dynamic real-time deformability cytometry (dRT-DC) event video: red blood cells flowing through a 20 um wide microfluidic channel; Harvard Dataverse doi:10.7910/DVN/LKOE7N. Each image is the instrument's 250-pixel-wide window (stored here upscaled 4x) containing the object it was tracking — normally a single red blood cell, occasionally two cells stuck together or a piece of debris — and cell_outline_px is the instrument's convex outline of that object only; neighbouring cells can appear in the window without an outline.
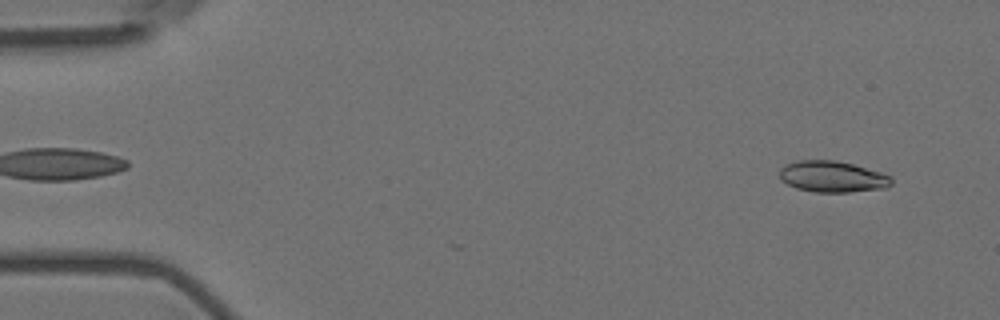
{"species": "Egyptian fruit bat (a non-hibernating species)", "species_latin": "Rousettus aegyptiacus", "temperature_condition": "room temperature", "stored_images_in_passage": 6, "camera_frame_rate_fps": 3000, "um_per_image_px": 0.085, "animal": {"sex": "female"}, "frame": {"image": 1, "passage_image": 3, "time_ms": 0.667, "image_size_px": [1000, 320], "cell_outline_px": [[892, 184], [888, 188], [848, 192], [812, 192], [796, 188], [780, 180], [780, 168], [784, 164], [796, 160], [836, 160], [852, 164], [880, 172], [892, 176]], "centroid_in_image_um": [70.75, 15.01], "position_along_channel_um": 14.3, "area_um2": 20.58}}